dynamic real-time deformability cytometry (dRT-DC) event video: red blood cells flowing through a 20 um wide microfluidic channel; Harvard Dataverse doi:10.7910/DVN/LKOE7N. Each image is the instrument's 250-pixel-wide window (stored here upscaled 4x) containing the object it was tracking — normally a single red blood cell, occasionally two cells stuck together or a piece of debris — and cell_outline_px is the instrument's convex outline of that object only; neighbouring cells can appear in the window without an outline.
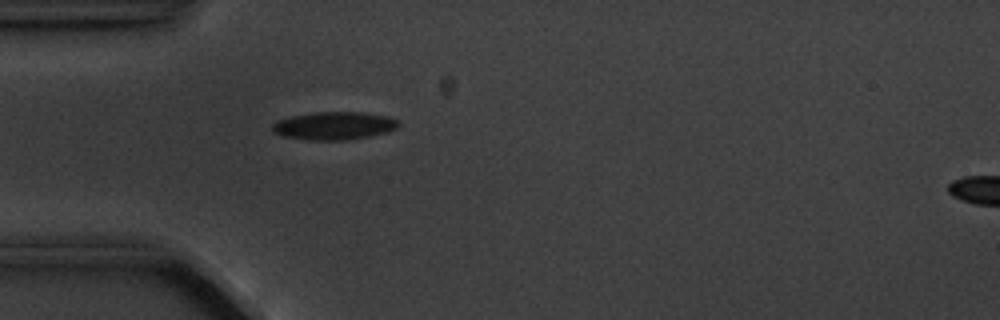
{"species": "common noctule bat (a hibernating species)", "species_latin": "Nyctalus noctula", "temperature_condition": "cold", "stored_images_in_passage": 3, "camera_frame_rate_fps": 3000, "um_per_image_px": 0.085, "animal": {"sex": "male", "body_mass_g": 20.1, "forearm_length_mm": 53.5}, "frame": {"image": 1, "passage_image": 2, "time_ms": 1.0, "image_size_px": [1000, 320], "cell_outline_px": [[400, 124], [396, 128], [384, 132], [368, 136], [344, 140], [308, 140], [284, 136], [272, 132], [272, 124], [276, 120], [288, 116], [312, 112], [364, 112], [388, 116], [396, 120]], "centroid_in_image_um": [28.33, 10.67], "position_along_channel_um": 56.7, "area_um2": 20.58}}